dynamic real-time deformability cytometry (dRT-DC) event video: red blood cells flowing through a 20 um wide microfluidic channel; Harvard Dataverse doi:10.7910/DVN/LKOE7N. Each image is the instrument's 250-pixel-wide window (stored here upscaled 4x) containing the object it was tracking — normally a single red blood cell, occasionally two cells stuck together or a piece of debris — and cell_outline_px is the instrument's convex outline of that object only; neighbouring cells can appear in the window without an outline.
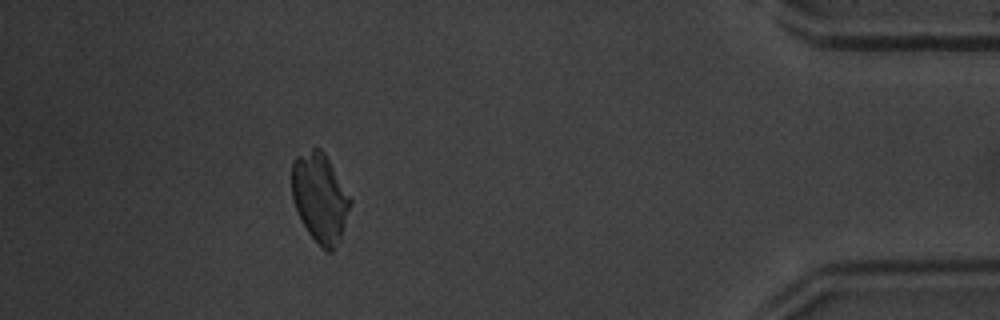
{"species": "common noctule bat (a hibernating species)", "species_latin": "Nyctalus noctula", "temperature_condition": "warm", "stored_images_in_passage": 48, "camera_frame_rate_fps": 3000, "um_per_image_px": 0.085, "animal": {"sex": "male", "body_mass_g": 20.1, "forearm_length_mm": 53.5}, "frame": {"image": 1, "passage_image": 44, "time_ms": 14.333, "image_size_px": [1000, 320], "cell_outline_px": [[352, 200], [340, 240], [332, 252], [328, 252], [308, 232], [300, 220], [292, 200], [292, 160], [296, 156], [312, 148], [320, 148], [324, 152]], "centroid_in_image_um": [27.18, 16.79], "position_along_channel_um": 408.0, "area_um2": 30.11}}